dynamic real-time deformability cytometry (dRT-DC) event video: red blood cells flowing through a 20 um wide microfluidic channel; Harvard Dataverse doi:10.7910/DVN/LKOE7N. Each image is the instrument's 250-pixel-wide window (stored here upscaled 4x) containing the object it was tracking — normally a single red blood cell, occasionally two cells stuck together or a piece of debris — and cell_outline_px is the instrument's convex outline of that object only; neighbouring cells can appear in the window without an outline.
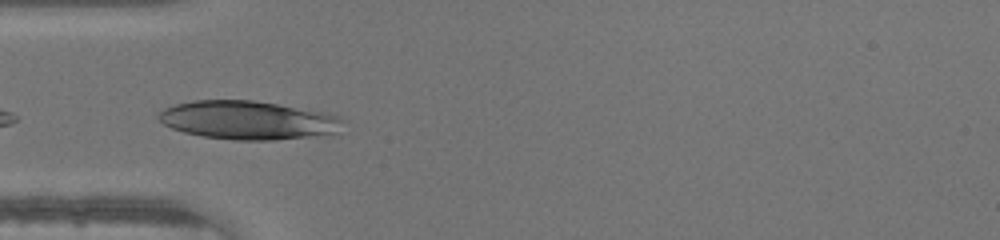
{"species": "human", "species_latin": "Homo sapiens", "temperature_condition": "warm", "stored_images_in_passage": 6, "camera_frame_rate_fps": 3000, "um_per_image_px": 0.085, "donor": {"sex": "male"}, "frame": {"image": 1, "passage_image": 1, "time_ms": 0.0, "image_size_px": [1000, 240], "cell_outline_px": [[348, 120], [332, 136], [276, 140], [232, 140], [204, 136], [184, 132], [172, 128], [164, 124], [156, 116], [164, 108], [176, 104], [192, 100], [252, 100], [324, 112], [340, 116]], "centroid_in_image_um": [21.18, 10.23], "position_along_channel_um": 63.8, "area_um2": 41.96}}
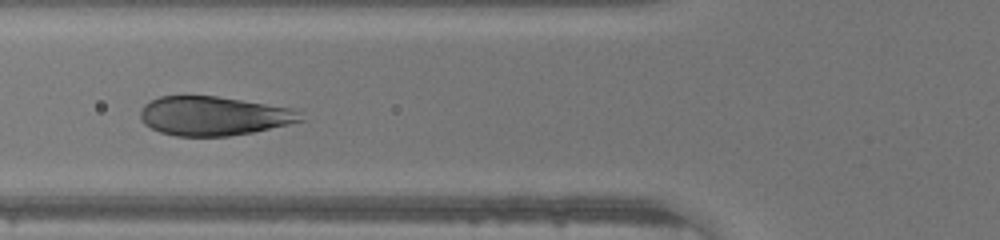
{"frame": {"image": 2, "passage_image": 4, "time_ms": 1.0, "image_size_px": [1000, 240], "cell_outline_px": [[304, 120], [288, 124], [252, 132], [228, 136], [176, 136], [160, 132], [144, 124], [140, 120], [140, 112], [144, 104], [160, 96], [216, 96], [292, 108]], "centroid_in_image_um": [18.1, 9.86], "position_along_channel_um": 107.7, "area_um2": 36.13}}